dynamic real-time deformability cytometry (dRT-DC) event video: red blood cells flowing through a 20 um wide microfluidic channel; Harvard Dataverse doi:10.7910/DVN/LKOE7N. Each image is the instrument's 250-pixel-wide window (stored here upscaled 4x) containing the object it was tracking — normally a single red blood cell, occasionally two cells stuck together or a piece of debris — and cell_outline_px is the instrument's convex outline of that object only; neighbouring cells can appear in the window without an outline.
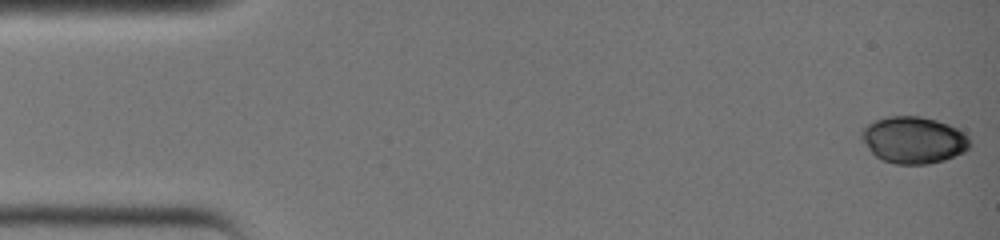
{"species": "common noctule bat (a hibernating species)", "species_latin": "Nyctalus noctula", "temperature_condition": "warm", "stored_images_in_passage": 37, "camera_frame_rate_fps": 3000, "um_per_image_px": 0.085, "animal": {"sex": "female", "body_mass_g": 19.0, "forearm_length_mm": 51.5}, "frame": {"image": 1, "passage_image": 1, "time_ms": 0.0, "image_size_px": [1000, 240], "cell_outline_px": [[968, 148], [964, 152], [944, 160], [928, 164], [896, 164], [884, 160], [876, 156], [872, 152], [864, 140], [864, 132], [876, 120], [892, 116], [916, 116], [932, 120], [944, 124], [960, 132], [968, 140]], "centroid_in_image_um": [77.67, 11.93], "position_along_channel_um": 7.3, "area_um2": 28.03}}
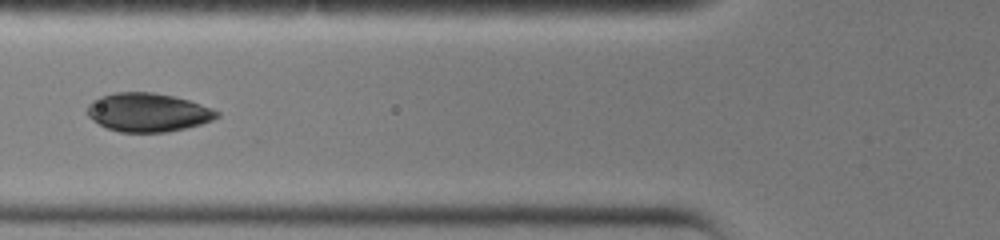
{"frame": {"image": 2, "passage_image": 15, "time_ms": 4.667, "image_size_px": [1000, 240], "cell_outline_px": [[220, 116], [212, 120], [200, 124], [168, 132], [120, 132], [108, 128], [92, 120], [88, 116], [88, 104], [92, 100], [100, 96], [116, 92], [152, 92], [172, 96], [188, 100], [212, 108], [220, 112]], "centroid_in_image_um": [12.57, 9.55], "position_along_channel_um": 113.2, "area_um2": 29.07}}
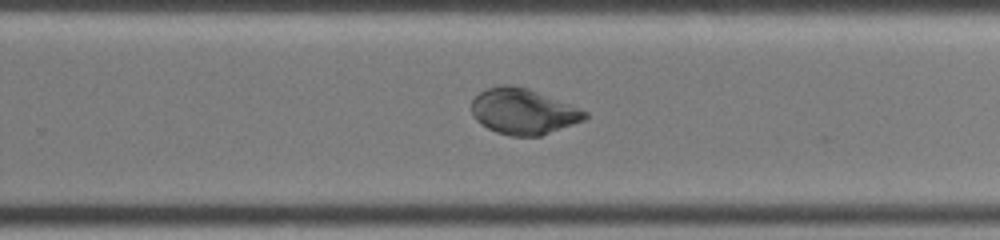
{"frame": {"image": 3, "passage_image": 25, "time_ms": 8.0, "image_size_px": [1000, 240], "cell_outline_px": [[588, 116], [584, 120], [540, 136], [512, 136], [496, 132], [480, 124], [472, 116], [472, 100], [480, 92], [488, 88], [500, 84], [512, 84], [528, 88], [580, 108], [588, 112]], "centroid_in_image_um": [44.46, 9.47], "position_along_channel_um": 285.3, "area_um2": 30.23}}